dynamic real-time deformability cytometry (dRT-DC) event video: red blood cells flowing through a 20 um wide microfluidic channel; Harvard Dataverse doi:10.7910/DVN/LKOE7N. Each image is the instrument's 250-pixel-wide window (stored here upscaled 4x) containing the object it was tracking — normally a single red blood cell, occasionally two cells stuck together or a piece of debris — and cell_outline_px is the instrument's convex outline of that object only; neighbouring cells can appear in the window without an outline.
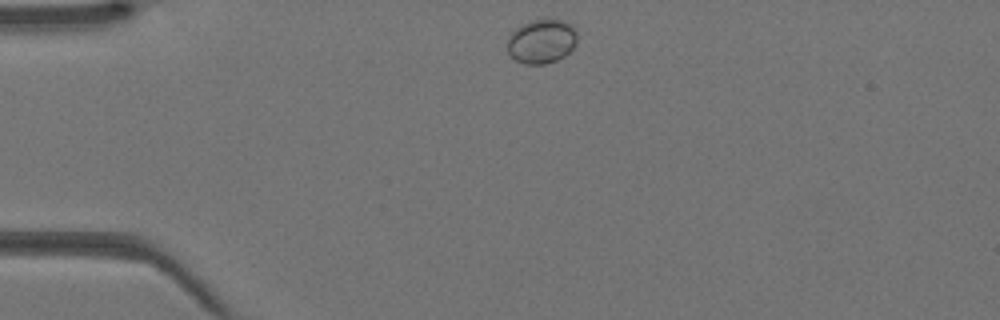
{"species": "Egyptian fruit bat (a non-hibernating species)", "species_latin": "Rousettus aegyptiacus", "temperature_condition": "warm", "stored_images_in_passage": 34, "camera_frame_rate_fps": 3000, "um_per_image_px": 0.085, "animal": {"sex": "female"}, "frame": {"image": 1, "passage_image": 1, "time_ms": 0.0, "image_size_px": [1000, 320], "cell_outline_px": [[576, 44], [564, 56], [556, 60], [544, 64], [524, 64], [516, 60], [508, 52], [508, 40], [512, 32], [516, 28], [528, 20], [548, 16], [564, 20], [576, 32]], "centroid_in_image_um": [46.03, 3.46], "position_along_channel_um": 39.0, "area_um2": 18.21}}
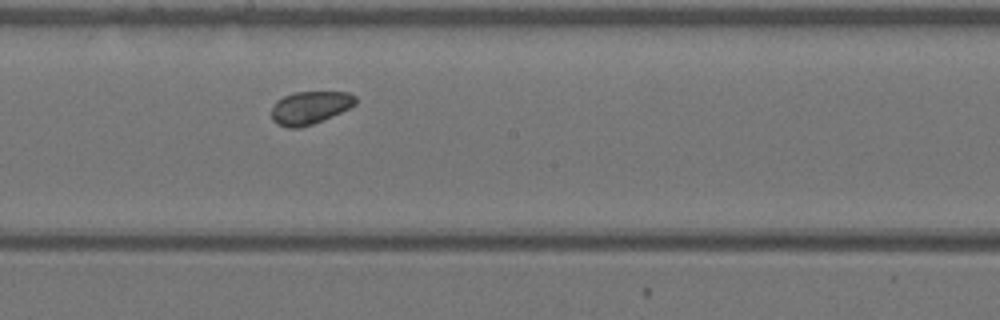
{"frame": {"image": 2, "passage_image": 15, "time_ms": 4.667, "image_size_px": [1000, 320], "cell_outline_px": [[356, 104], [332, 116], [312, 124], [300, 128], [288, 128], [276, 124], [272, 120], [272, 108], [276, 100], [284, 96], [296, 92], [348, 92], [356, 96]], "centroid_in_image_um": [26.32, 9.15], "position_along_channel_um": 221.9, "area_um2": 16.07}}
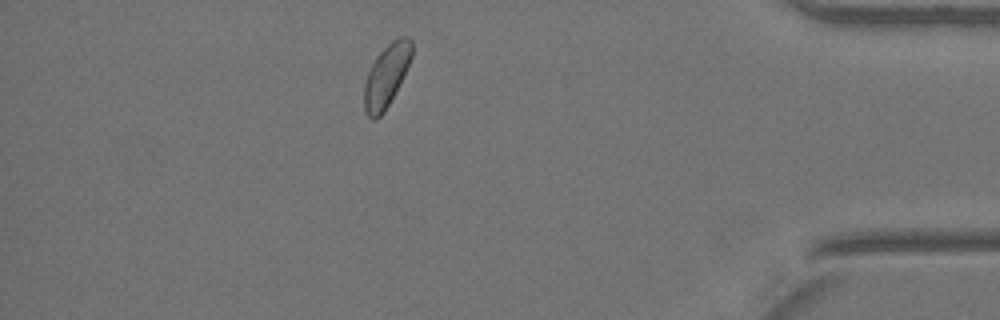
{"frame": {"image": 3, "passage_image": 29, "time_ms": 9.333, "image_size_px": [1000, 320], "cell_outline_px": [[412, 56], [384, 112], [376, 120], [372, 120], [364, 112], [364, 84], [368, 72], [376, 56], [392, 40], [400, 36], [408, 36], [412, 40]], "centroid_in_image_um": [32.81, 6.43], "position_along_channel_um": 402.4, "area_um2": 16.99}}